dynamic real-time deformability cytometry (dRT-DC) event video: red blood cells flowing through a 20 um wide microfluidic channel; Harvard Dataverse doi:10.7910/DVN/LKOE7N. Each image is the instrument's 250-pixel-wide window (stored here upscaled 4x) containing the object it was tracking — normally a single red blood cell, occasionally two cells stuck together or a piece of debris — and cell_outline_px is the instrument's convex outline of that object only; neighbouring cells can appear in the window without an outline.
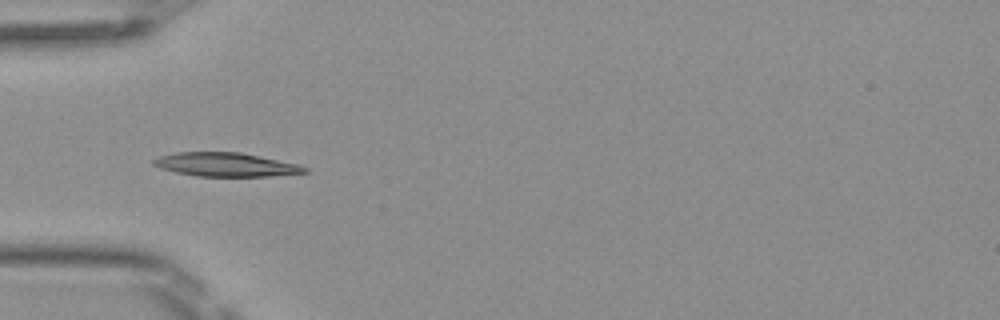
{"species": "Egyptian fruit bat (a non-hibernating species)", "species_latin": "Rousettus aegyptiacus", "temperature_condition": "room temperature", "stored_images_in_passage": 8, "camera_frame_rate_fps": 3000, "um_per_image_px": 0.085, "frame": {"image": 1, "passage_image": 4, "time_ms": 1.0, "image_size_px": [1000, 320], "cell_outline_px": [[308, 172], [268, 176], [196, 176], [176, 172], [160, 168], [152, 164], [152, 160], [160, 156], [176, 152], [240, 152], [300, 164], [308, 168]], "centroid_in_image_um": [19.2, 13.98], "position_along_channel_um": 65.8, "area_um2": 20.92}}
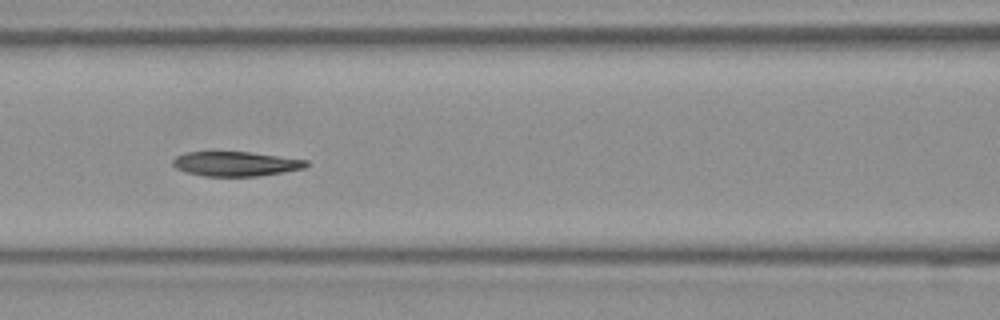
{"frame": {"image": 2, "passage_image": 6, "time_ms": 1.667, "image_size_px": [1000, 320], "cell_outline_px": [[308, 164], [304, 168], [284, 172], [256, 176], [204, 176], [184, 172], [176, 168], [172, 164], [172, 160], [176, 156], [184, 152], [252, 152], [308, 160]], "centroid_in_image_um": [20.01, 13.92], "position_along_channel_um": 146.6, "area_um2": 19.19}}
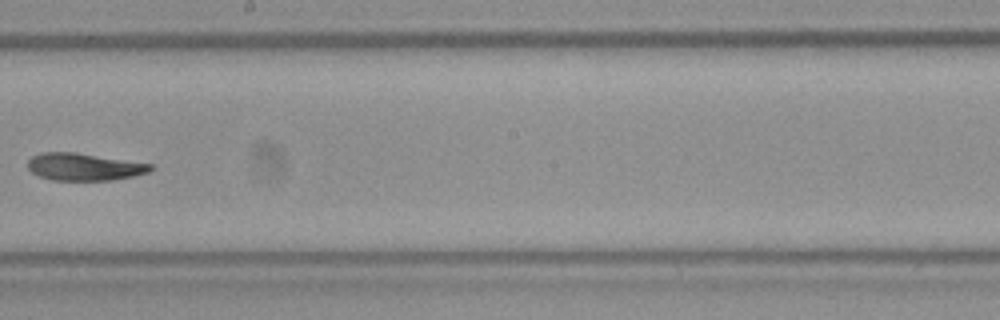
{"frame": {"image": 3, "passage_image": 8, "time_ms": 2.333, "image_size_px": [1000, 320], "cell_outline_px": [[152, 168], [148, 172], [132, 176], [112, 180], [52, 180], [40, 176], [32, 172], [28, 168], [28, 160], [32, 156], [40, 152], [76, 152], [152, 164]], "centroid_in_image_um": [7.11, 14.17], "position_along_channel_um": 241.1, "area_um2": 19.42}}